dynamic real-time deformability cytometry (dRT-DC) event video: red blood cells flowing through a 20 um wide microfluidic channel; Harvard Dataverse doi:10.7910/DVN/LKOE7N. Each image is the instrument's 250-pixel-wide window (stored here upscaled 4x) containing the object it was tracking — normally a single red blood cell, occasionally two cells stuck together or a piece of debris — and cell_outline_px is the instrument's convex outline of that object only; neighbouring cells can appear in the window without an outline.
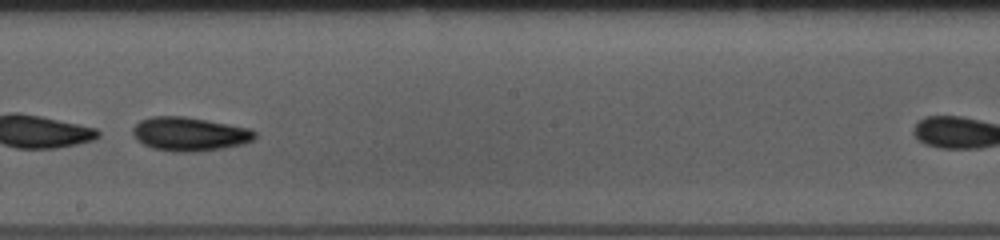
{"species": "common noctule bat (a hibernating species)", "species_latin": "Nyctalus noctula", "temperature_condition": "room temperature", "stored_images_in_passage": 39, "camera_frame_rate_fps": 3000, "um_per_image_px": 0.085, "animal": {"sex": "female", "body_mass_g": 10.0, "forearm_length_mm": 53.1}, "frame": {"image": 1, "passage_image": 22, "time_ms": 7.0, "image_size_px": [1000, 240], "cell_outline_px": [[256, 136], [252, 140], [244, 144], [224, 148], [200, 152], [172, 152], [152, 148], [136, 140], [132, 132], [132, 128], [140, 120], [152, 116], [184, 116], [228, 124], [248, 128], [256, 132]], "centroid_in_image_um": [16.09, 11.4], "position_along_channel_um": 232.1, "area_um2": 24.22}}
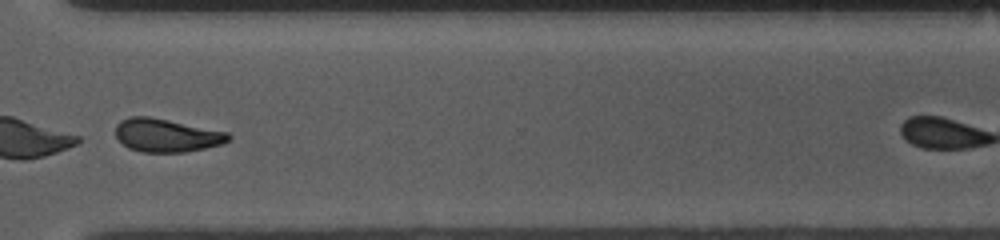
{"frame": {"image": 2, "passage_image": 32, "time_ms": 10.333, "image_size_px": [1000, 240], "cell_outline_px": [[232, 140], [220, 144], [204, 148], [184, 152], [144, 152], [128, 148], [116, 136], [116, 124], [120, 120], [128, 116], [148, 116], [228, 132], [232, 136]], "centroid_in_image_um": [14.15, 11.49], "position_along_channel_um": 356.4, "area_um2": 21.79}, "authors_computed_cell_mechanics": {"area_um2": 23.7558, "velocity_mm_per_s": 3.7309, "shape_relaxation_time_tau1_ms": 0.8755, "shape_relaxation_time_tau2_ms": 6.5913, "deformation_change_tau1": 0.2537, "deformation_change_tau2": 0.1425}}